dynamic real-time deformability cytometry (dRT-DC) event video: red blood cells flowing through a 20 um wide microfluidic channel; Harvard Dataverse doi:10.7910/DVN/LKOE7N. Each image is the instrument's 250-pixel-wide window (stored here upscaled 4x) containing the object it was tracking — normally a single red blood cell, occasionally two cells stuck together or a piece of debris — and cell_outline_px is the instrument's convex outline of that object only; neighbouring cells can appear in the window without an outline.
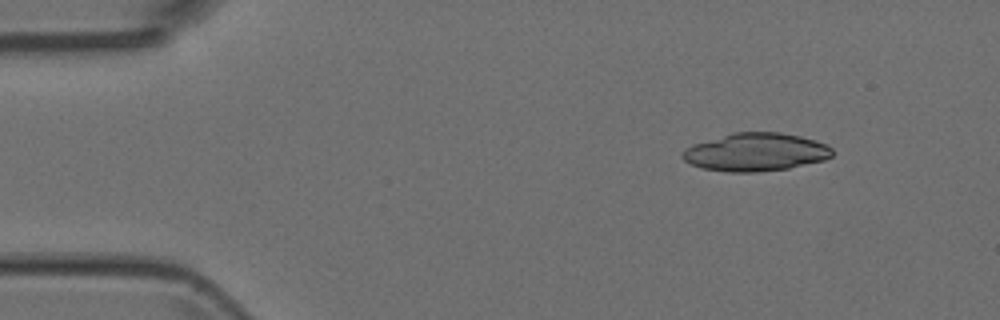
{"species": "Egyptian fruit bat (a non-hibernating species)", "species_latin": "Rousettus aegyptiacus", "temperature_condition": "room temperature", "stored_images_in_passage": 3, "camera_frame_rate_fps": 3000, "um_per_image_px": 0.085, "animal": {"sex": "female"}, "frame": {"image": 1, "passage_image": 1, "time_ms": 0.0, "image_size_px": [1000, 320], "cell_outline_px": [[832, 156], [824, 160], [788, 168], [756, 172], [728, 172], [704, 168], [692, 164], [684, 160], [680, 156], [680, 152], [684, 148], [692, 144], [732, 132], [780, 132], [800, 136], [816, 140], [832, 148]], "centroid_in_image_um": [64.2, 12.92], "position_along_channel_um": 20.8, "area_um2": 33.29}}